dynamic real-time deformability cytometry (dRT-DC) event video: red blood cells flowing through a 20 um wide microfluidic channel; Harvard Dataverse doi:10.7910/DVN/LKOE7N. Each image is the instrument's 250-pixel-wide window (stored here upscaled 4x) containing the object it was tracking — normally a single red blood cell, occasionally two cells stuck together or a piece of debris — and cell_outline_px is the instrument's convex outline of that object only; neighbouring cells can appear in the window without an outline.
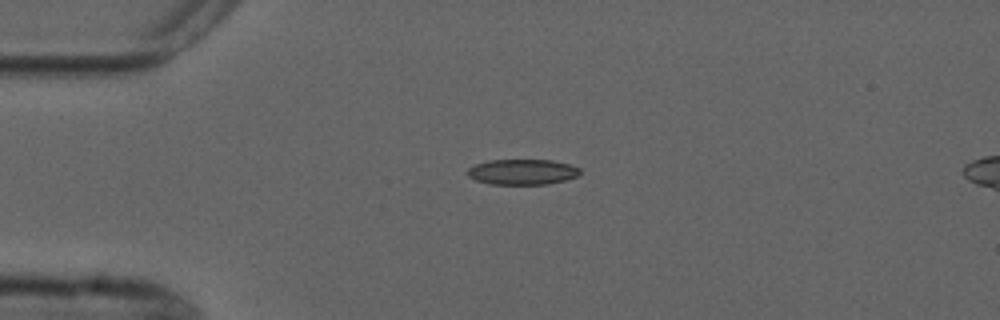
{"species": "common noctule bat (a hibernating species)", "species_latin": "Nyctalus noctula", "temperature_condition": "cold", "stored_images_in_passage": 2, "camera_frame_rate_fps": 3000, "um_per_image_px": 0.085, "animal": {"sex": "male", "forearm_length_mm": 52.5}, "frame": {"image": 1, "passage_image": 1, "time_ms": 0.0, "image_size_px": [1000, 320], "cell_outline_px": [[580, 172], [576, 176], [564, 180], [548, 184], [488, 184], [476, 180], [468, 176], [468, 168], [476, 164], [488, 160], [552, 160], [568, 164], [580, 168]], "centroid_in_image_um": [44.38, 14.61], "position_along_channel_um": 40.6, "area_um2": 16.59}}